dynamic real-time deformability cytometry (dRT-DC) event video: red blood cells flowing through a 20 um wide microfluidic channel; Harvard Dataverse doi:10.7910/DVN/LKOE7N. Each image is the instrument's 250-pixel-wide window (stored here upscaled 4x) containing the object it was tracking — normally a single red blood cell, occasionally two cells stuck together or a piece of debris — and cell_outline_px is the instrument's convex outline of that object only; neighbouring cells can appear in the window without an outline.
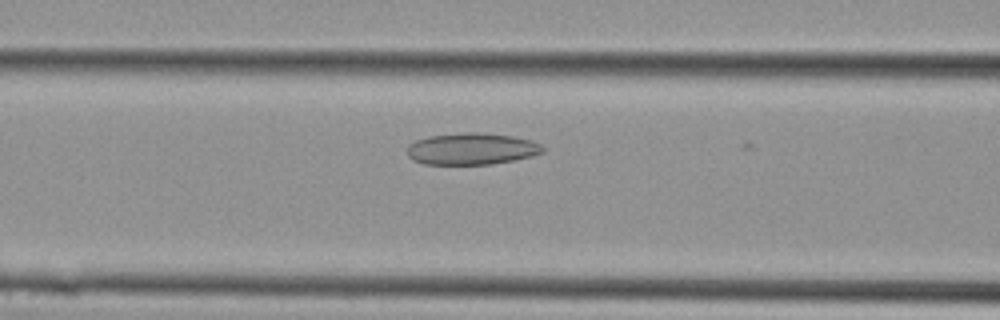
{"species": "Egyptian fruit bat (a non-hibernating species)", "species_latin": "Rousettus aegyptiacus", "temperature_condition": "cold", "stored_images_in_passage": 6, "camera_frame_rate_fps": 3000, "um_per_image_px": 0.085, "animal": {"sex": "female"}, "frame": {"image": 1, "passage_image": 5, "time_ms": 1.333, "image_size_px": [1000, 320], "cell_outline_px": [[544, 152], [532, 156], [492, 164], [424, 164], [412, 160], [408, 156], [408, 144], [416, 140], [428, 136], [464, 132], [472, 132], [512, 136], [532, 140], [540, 144], [544, 148]], "centroid_in_image_um": [40.08, 12.65], "position_along_channel_um": 126.5, "area_um2": 25.03}}